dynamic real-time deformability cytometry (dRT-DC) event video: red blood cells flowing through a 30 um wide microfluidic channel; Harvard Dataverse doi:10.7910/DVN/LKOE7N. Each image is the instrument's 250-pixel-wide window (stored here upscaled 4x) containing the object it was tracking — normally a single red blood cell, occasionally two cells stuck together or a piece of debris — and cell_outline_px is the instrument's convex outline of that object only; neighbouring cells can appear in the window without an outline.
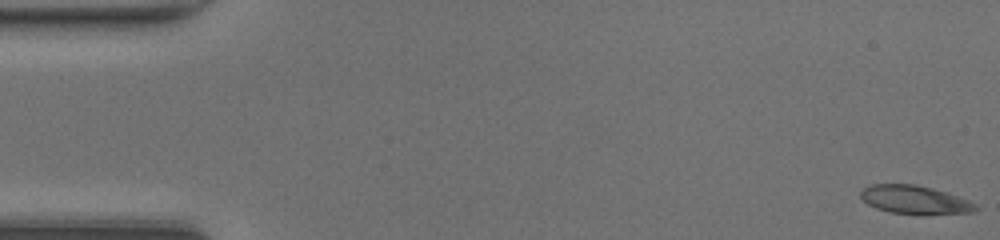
{"species": "common noctule bat (a hibernating species)", "species_latin": "Nyctalus noctula", "temperature_condition": "room temperature", "stored_images_in_passage": 48, "camera_frame_rate_fps": 3000, "um_per_image_px": 0.085, "animal": {"sex": "female", "body_mass_g": 20.0, "forearm_length_mm": 54.0}, "frame": {"image": 1, "passage_image": 1, "time_ms": 0.0, "image_size_px": [1000, 240], "cell_outline_px": [[980, 208], [972, 212], [892, 212], [876, 208], [868, 204], [860, 196], [860, 192], [864, 188], [872, 184], [916, 184], [948, 192], [968, 200], [976, 204]], "centroid_in_image_um": [77.73, 16.93], "position_along_channel_um": 7.3, "area_um2": 18.26}}
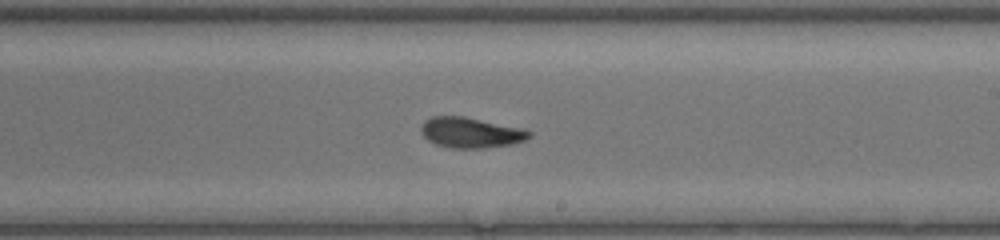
{"frame": {"image": 2, "passage_image": 28, "time_ms": 9.0, "image_size_px": [1000, 240], "cell_outline_px": [[532, 136], [524, 140], [512, 144], [484, 148], [452, 148], [436, 144], [428, 140], [424, 136], [420, 128], [424, 120], [432, 116], [464, 116], [520, 128], [532, 132]], "centroid_in_image_um": [39.99, 11.27], "position_along_channel_um": 249.0, "area_um2": 19.07}}
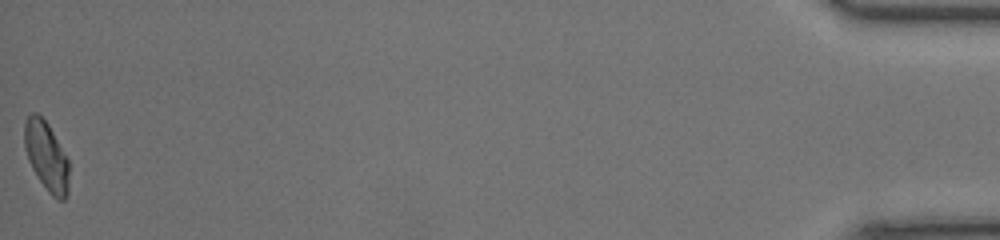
{"frame": {"image": 3, "passage_image": 48, "time_ms": 15.667, "image_size_px": [1000, 240], "cell_outline_px": [[68, 192], [64, 200], [60, 200], [52, 196], [48, 192], [32, 168], [28, 160], [24, 148], [24, 124], [28, 116], [32, 112], [36, 112], [48, 124], [68, 160]], "centroid_in_image_um": [3.92, 13.27], "position_along_channel_um": 431.3, "area_um2": 17.74}, "authors_computed_cell_mechanics": {"area_um2": 19.0451, "velocity_mm_per_s": 4.3155, "shape_relaxation_time_tau1_ms": 4.94, "shape_relaxation_time_tau2_ms": 1.9235, "deformation_change_tau1": 0.1669, "deformation_change_tau2": 0.0835}}